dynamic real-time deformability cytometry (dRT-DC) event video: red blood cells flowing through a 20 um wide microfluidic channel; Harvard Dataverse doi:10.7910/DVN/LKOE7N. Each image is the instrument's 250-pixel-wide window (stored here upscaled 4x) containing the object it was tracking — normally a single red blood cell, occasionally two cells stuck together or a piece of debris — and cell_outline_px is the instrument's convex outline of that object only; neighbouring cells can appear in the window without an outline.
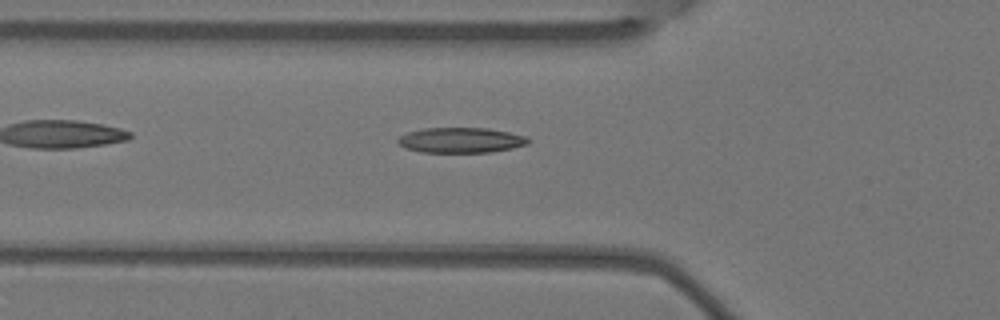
{"species": "Egyptian fruit bat (a non-hibernating species)", "species_latin": "Rousettus aegyptiacus", "temperature_condition": "warm", "stored_images_in_passage": 5, "camera_frame_rate_fps": 3000, "um_per_image_px": 0.085, "animal": {"sex": "female"}, "frame": {"image": 1, "passage_image": 5, "time_ms": 1.333, "image_size_px": [1000, 320], "cell_outline_px": [[528, 144], [512, 148], [492, 152], [420, 152], [404, 148], [396, 140], [400, 136], [408, 132], [424, 128], [488, 128], [528, 136]], "centroid_in_image_um": [39.17, 11.91], "position_along_channel_um": 86.6, "area_um2": 19.19}}